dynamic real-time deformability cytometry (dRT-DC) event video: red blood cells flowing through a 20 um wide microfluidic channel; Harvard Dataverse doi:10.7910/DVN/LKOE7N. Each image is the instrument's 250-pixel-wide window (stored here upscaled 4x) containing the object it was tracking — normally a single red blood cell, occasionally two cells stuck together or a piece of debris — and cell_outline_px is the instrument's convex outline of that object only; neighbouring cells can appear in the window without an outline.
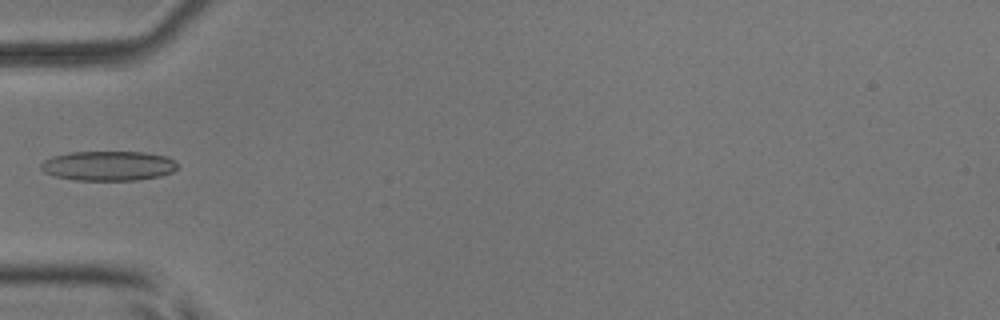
{"species": "common noctule bat (a hibernating species)", "species_latin": "Nyctalus noctula", "temperature_condition": "room temperature", "stored_images_in_passage": 6, "camera_frame_rate_fps": 3000, "um_per_image_px": 0.085, "animal": {"sex": "male", "body_mass_g": 17.9, "forearm_length_mm": 54.2}, "frame": {"image": 1, "passage_image": 6, "time_ms": 5.667, "image_size_px": [1000, 320], "cell_outline_px": [[180, 168], [172, 172], [160, 176], [136, 180], [76, 180], [56, 176], [44, 172], [40, 168], [40, 164], [44, 160], [52, 156], [68, 152], [144, 152], [164, 156], [176, 160]], "centroid_in_image_um": [9.23, 14.09], "position_along_channel_um": 75.8, "area_um2": 23.76}}